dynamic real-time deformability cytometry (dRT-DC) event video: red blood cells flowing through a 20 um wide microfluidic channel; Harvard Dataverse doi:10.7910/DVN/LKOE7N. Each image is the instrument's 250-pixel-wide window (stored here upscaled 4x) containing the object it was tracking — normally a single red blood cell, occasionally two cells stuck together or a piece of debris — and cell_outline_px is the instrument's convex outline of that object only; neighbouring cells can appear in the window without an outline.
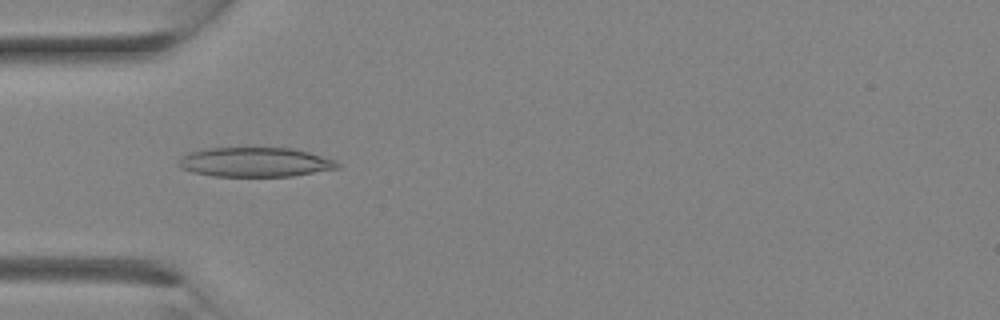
{"species": "Egyptian fruit bat (a non-hibernating species)", "species_latin": "Rousettus aegyptiacus", "temperature_condition": "room temperature", "stored_images_in_passage": 8, "camera_frame_rate_fps": 3000, "um_per_image_px": 0.085, "animal": {"sex": "female"}, "frame": {"image": 1, "passage_image": 1, "time_ms": 0.0, "image_size_px": [1000, 320], "cell_outline_px": [[340, 168], [292, 176], [212, 176], [192, 172], [180, 168], [180, 160], [188, 152], [208, 148], [292, 148], [308, 152], [336, 160], [340, 164]], "centroid_in_image_um": [21.71, 13.78], "position_along_channel_um": 63.3, "area_um2": 27.17}}
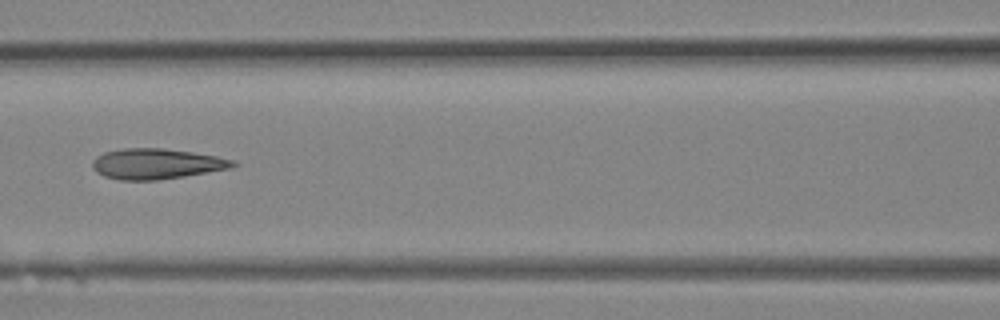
{"frame": {"image": 2, "passage_image": 5, "time_ms": 1.333, "image_size_px": [1000, 320], "cell_outline_px": [[240, 164], [232, 168], [184, 176], [156, 180], [120, 180], [104, 176], [96, 172], [92, 168], [92, 160], [96, 156], [104, 152], [124, 148], [164, 148], [192, 152], [216, 156], [236, 160]], "centroid_in_image_um": [13.31, 13.92], "position_along_channel_um": 153.3, "area_um2": 25.14}}
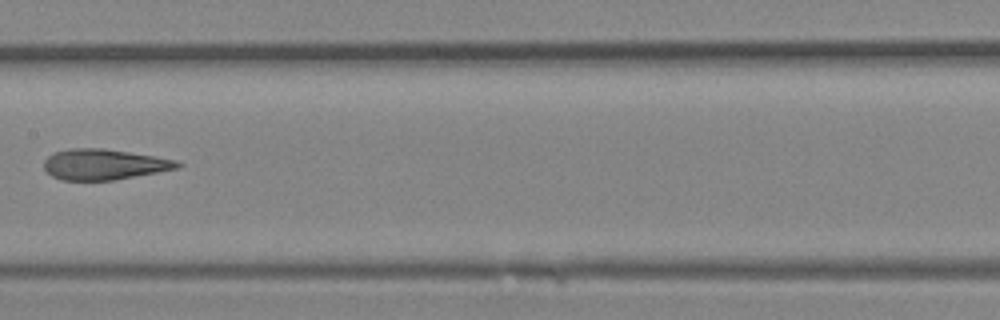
{"frame": {"image": 3, "passage_image": 7, "time_ms": 2.0, "image_size_px": [1000, 320], "cell_outline_px": [[184, 164], [180, 168], [112, 180], [64, 180], [52, 176], [44, 168], [44, 160], [52, 152], [68, 148], [104, 148], [156, 156], [176, 160]], "centroid_in_image_um": [8.85, 13.96], "position_along_channel_um": 198.6, "area_um2": 23.93}}